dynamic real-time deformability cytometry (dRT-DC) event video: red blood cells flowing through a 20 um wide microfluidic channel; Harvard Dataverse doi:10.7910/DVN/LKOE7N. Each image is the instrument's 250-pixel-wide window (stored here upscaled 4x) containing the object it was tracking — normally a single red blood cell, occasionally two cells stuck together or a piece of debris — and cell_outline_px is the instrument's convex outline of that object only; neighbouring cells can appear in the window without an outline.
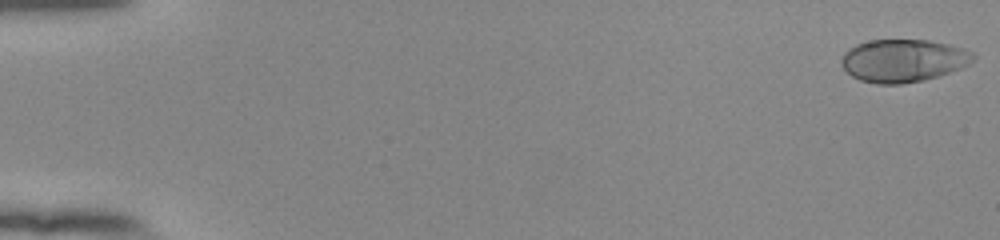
{"species": "human", "species_latin": "Homo sapiens", "temperature_condition": "room temperature", "stored_images_in_passage": 54, "camera_frame_rate_fps": 3000, "um_per_image_px": 0.085, "donor": {"sex": "female"}, "frame": {"image": 1, "passage_image": 1, "time_ms": 0.0, "image_size_px": [1000, 240], "cell_outline_px": [[976, 56], [968, 64], [960, 68], [924, 80], [900, 84], [876, 84], [860, 80], [852, 76], [840, 64], [840, 60], [844, 52], [848, 48], [856, 44], [872, 40], [928, 40], [948, 44], [964, 48], [972, 52]], "centroid_in_image_um": [76.74, 5.14], "position_along_channel_um": 8.3, "area_um2": 32.77}}
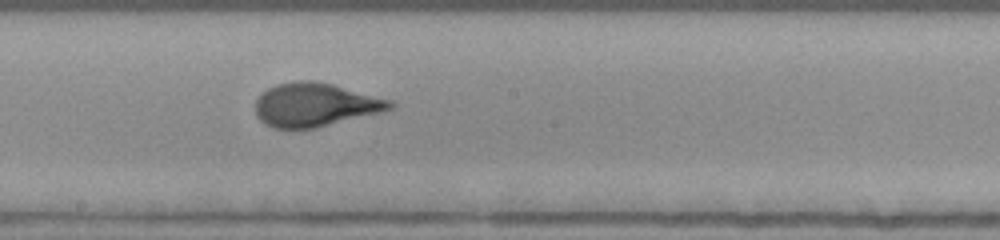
{"frame": {"image": 2, "passage_image": 31, "time_ms": 10.0, "image_size_px": [1000, 240], "cell_outline_px": [[396, 104], [392, 108], [384, 112], [316, 128], [276, 128], [264, 124], [256, 116], [256, 100], [268, 88], [276, 84], [296, 80], [312, 80], [332, 84], [392, 100]], "centroid_in_image_um": [26.82, 8.91], "position_along_channel_um": 221.4, "area_um2": 34.33}}
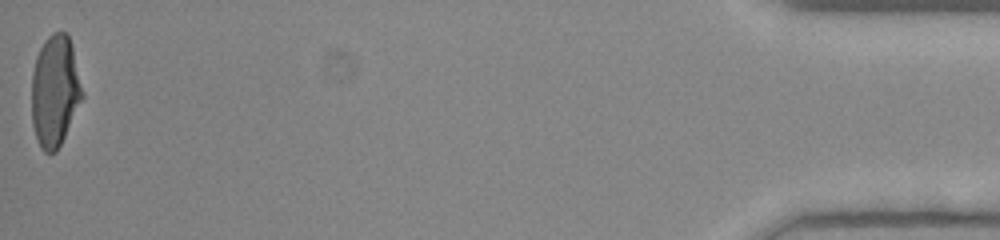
{"frame": {"image": 3, "passage_image": 54, "time_ms": 17.667, "image_size_px": [1000, 240], "cell_outline_px": [[84, 96], [56, 152], [44, 152], [40, 148], [32, 124], [32, 72], [36, 56], [44, 40], [52, 32], [64, 32], [68, 36], [72, 44], [84, 92]], "centroid_in_image_um": [4.67, 7.71], "position_along_channel_um": 430.5, "area_um2": 32.95}, "authors_computed_cell_mechanics": {"area_um2": 33.2928, "velocity_mm_per_s": 3.8871, "shape_relaxation_time_tau1_ms": 5.0253, "shape_relaxation_time_tau2_ms": null, "deformation_change_tau1": 0.2263, "deformation_change_tau2": null}}